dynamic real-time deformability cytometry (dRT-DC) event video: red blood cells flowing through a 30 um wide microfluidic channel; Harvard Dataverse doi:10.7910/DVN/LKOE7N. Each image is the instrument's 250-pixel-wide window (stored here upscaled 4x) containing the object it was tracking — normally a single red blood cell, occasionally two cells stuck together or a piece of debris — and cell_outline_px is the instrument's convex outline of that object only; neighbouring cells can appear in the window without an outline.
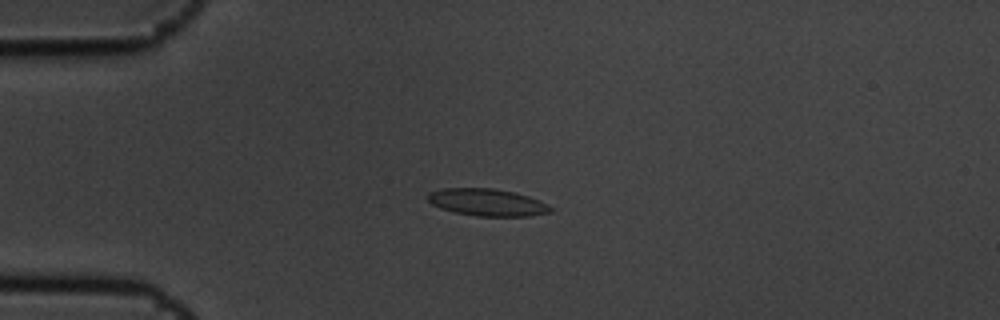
{"species": "common noctule bat (a hibernating species)", "species_latin": "Nyctalus noctula", "temperature_condition": "cold", "stored_images_in_passage": 6, "camera_frame_rate_fps": 3000, "um_per_image_px": 0.085, "animal": {"sex": "male", "body_mass_g": 19.5, "forearm_length_mm": 54.6}, "frame": {"image": 1, "passage_image": 5, "time_ms": 1.333, "image_size_px": [1000, 320], "cell_outline_px": [[552, 212], [528, 216], [476, 216], [452, 212], [440, 208], [432, 204], [428, 200], [428, 192], [444, 188], [492, 188], [512, 192], [528, 196], [540, 200], [548, 204], [552, 208]], "centroid_in_image_um": [41.41, 17.2], "position_along_channel_um": 43.6, "area_um2": 19.48}}